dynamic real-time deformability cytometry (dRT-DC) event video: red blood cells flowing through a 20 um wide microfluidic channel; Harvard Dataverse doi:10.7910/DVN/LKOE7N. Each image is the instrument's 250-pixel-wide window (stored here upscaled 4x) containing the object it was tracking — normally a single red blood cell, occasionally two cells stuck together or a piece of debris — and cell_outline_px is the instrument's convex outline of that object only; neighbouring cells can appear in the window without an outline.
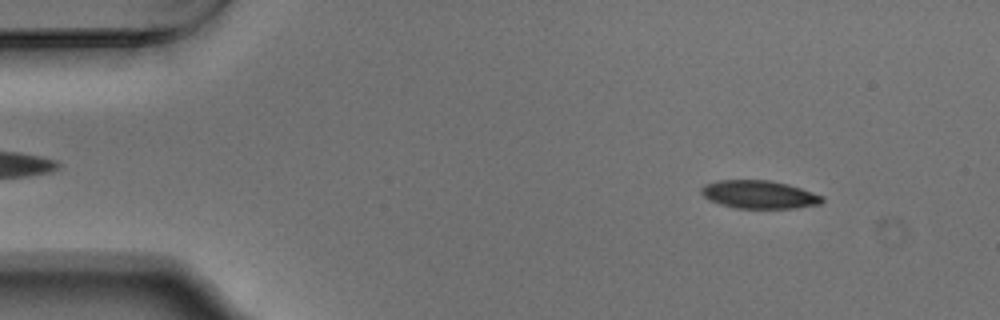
{"species": "Egyptian fruit bat (a non-hibernating species)", "species_latin": "Rousettus aegyptiacus", "temperature_condition": "warm", "stored_images_in_passage": 53, "camera_frame_rate_fps": 3000, "um_per_image_px": 0.085, "animal": {"sex": "male"}, "frame": {"image": 1, "passage_image": 6, "time_ms": 1.667, "image_size_px": [1000, 320], "cell_outline_px": [[824, 200], [820, 204], [792, 208], [736, 208], [720, 204], [708, 200], [700, 192], [700, 188], [704, 184], [716, 180], [772, 180], [788, 184], [824, 196]], "centroid_in_image_um": [64.49, 16.52], "position_along_channel_um": 20.5, "area_um2": 19.88}}
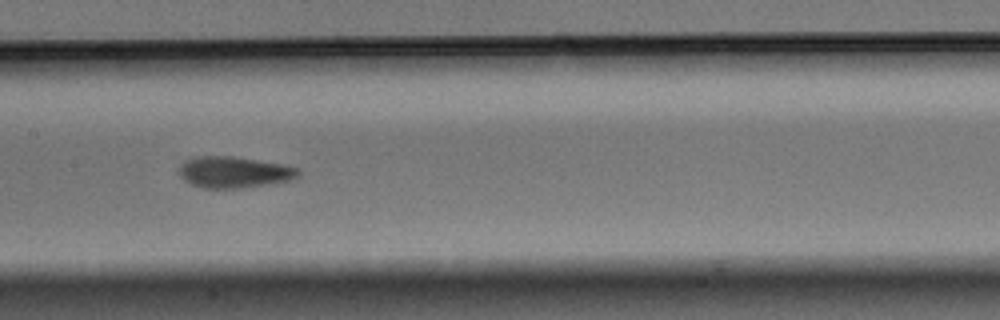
{"frame": {"image": 2, "passage_image": 26, "time_ms": 8.333, "image_size_px": [1000, 320], "cell_outline_px": [[300, 176], [276, 184], [240, 188], [204, 188], [192, 184], [184, 180], [180, 176], [180, 168], [188, 160], [196, 156], [232, 156], [284, 164], [296, 168], [300, 172]], "centroid_in_image_um": [19.95, 14.64], "position_along_channel_um": 187.4, "area_um2": 21.68}}
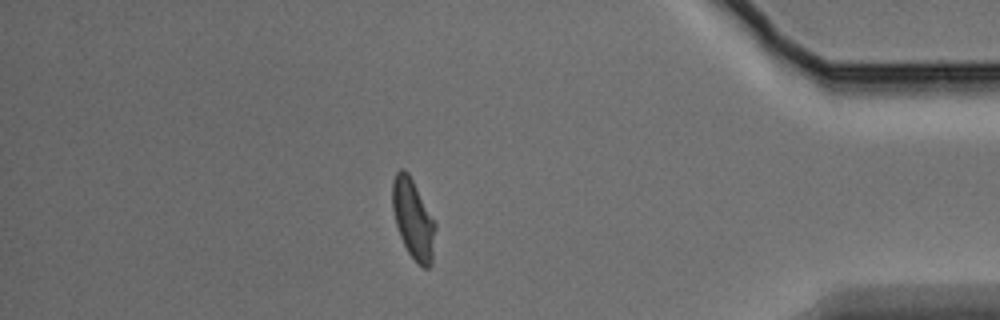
{"frame": {"image": 3, "passage_image": 46, "time_ms": 15.0, "image_size_px": [1000, 320], "cell_outline_px": [[436, 228], [432, 264], [428, 268], [424, 268], [408, 252], [400, 236], [396, 224], [392, 208], [392, 180], [396, 172], [400, 168], [404, 168], [408, 172], [436, 224]], "centroid_in_image_um": [35.11, 18.6], "position_along_channel_um": 400.1, "area_um2": 19.77}, "authors_computed_cell_mechanics": {"area_um2": 20.808, "velocity_mm_per_s": 3.7497, "shape_relaxation_time_tau1_ms": null, "shape_relaxation_time_tau2_ms": 2.1106, "deformation_change_tau1": null, "deformation_change_tau2": 0.0713}}